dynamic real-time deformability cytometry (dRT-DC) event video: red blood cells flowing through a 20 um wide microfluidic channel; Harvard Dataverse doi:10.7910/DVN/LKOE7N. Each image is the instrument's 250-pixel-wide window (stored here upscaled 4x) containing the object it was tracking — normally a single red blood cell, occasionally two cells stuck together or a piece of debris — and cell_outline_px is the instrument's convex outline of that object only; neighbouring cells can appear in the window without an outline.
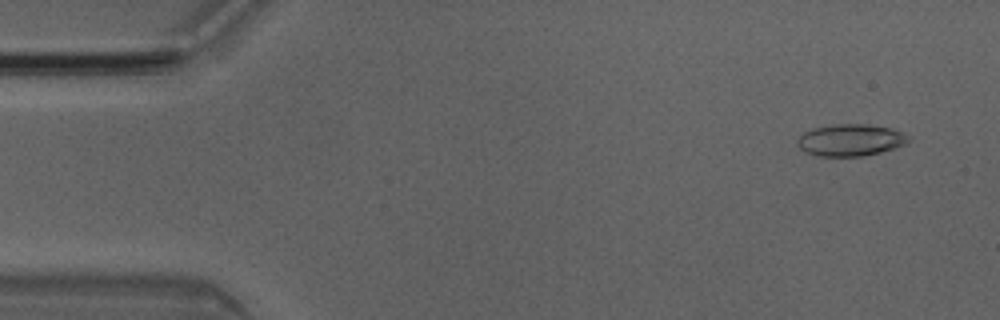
{"species": "Egyptian fruit bat (a non-hibernating species)", "species_latin": "Rousettus aegyptiacus", "temperature_condition": "room temperature", "stored_images_in_passage": 4, "camera_frame_rate_fps": 3000, "um_per_image_px": 0.085, "animal": {"sex": "male"}, "frame": {"image": 1, "passage_image": 1, "time_ms": 0.0, "image_size_px": [1000, 320], "cell_outline_px": [[912, 140], [896, 148], [864, 156], [816, 156], [804, 152], [796, 144], [796, 140], [804, 132], [812, 128], [836, 124], [864, 124], [892, 128], [908, 136]], "centroid_in_image_um": [72.27, 11.91], "position_along_channel_um": 12.7, "area_um2": 20.75}}
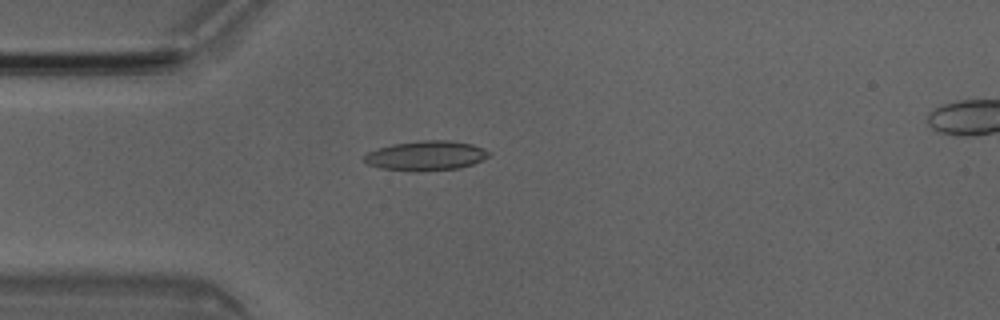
{"frame": {"image": 2, "passage_image": 3, "time_ms": 0.667, "image_size_px": [1000, 320], "cell_outline_px": [[492, 152], [488, 156], [472, 164], [460, 168], [420, 172], [412, 172], [380, 168], [368, 164], [364, 160], [364, 156], [368, 152], [376, 148], [392, 144], [420, 140], [448, 140], [472, 144], [484, 148]], "centroid_in_image_um": [36.2, 13.24], "position_along_channel_um": 48.8, "area_um2": 21.79}}